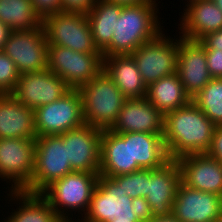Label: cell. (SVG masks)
Here are the masks:
<instances>
[{
    "label": "cell",
    "mask_w": 222,
    "mask_h": 222,
    "mask_svg": "<svg viewBox=\"0 0 222 222\" xmlns=\"http://www.w3.org/2000/svg\"><path fill=\"white\" fill-rule=\"evenodd\" d=\"M103 71L113 80L126 98H145L147 86L144 84L136 61L131 55L104 57Z\"/></svg>",
    "instance_id": "23"
},
{
    "label": "cell",
    "mask_w": 222,
    "mask_h": 222,
    "mask_svg": "<svg viewBox=\"0 0 222 222\" xmlns=\"http://www.w3.org/2000/svg\"><path fill=\"white\" fill-rule=\"evenodd\" d=\"M60 222H79V221H77V220H76V217H75V221L72 220V219H70V220H69V219H68V220H63V219H62Z\"/></svg>",
    "instance_id": "44"
},
{
    "label": "cell",
    "mask_w": 222,
    "mask_h": 222,
    "mask_svg": "<svg viewBox=\"0 0 222 222\" xmlns=\"http://www.w3.org/2000/svg\"><path fill=\"white\" fill-rule=\"evenodd\" d=\"M222 212V197L180 182L171 213L181 222H214Z\"/></svg>",
    "instance_id": "15"
},
{
    "label": "cell",
    "mask_w": 222,
    "mask_h": 222,
    "mask_svg": "<svg viewBox=\"0 0 222 222\" xmlns=\"http://www.w3.org/2000/svg\"><path fill=\"white\" fill-rule=\"evenodd\" d=\"M78 90L82 97L84 123L101 130L110 129L126 99L113 80L102 71Z\"/></svg>",
    "instance_id": "4"
},
{
    "label": "cell",
    "mask_w": 222,
    "mask_h": 222,
    "mask_svg": "<svg viewBox=\"0 0 222 222\" xmlns=\"http://www.w3.org/2000/svg\"><path fill=\"white\" fill-rule=\"evenodd\" d=\"M180 182L181 171L174 159H170L160 168L150 169L145 199L150 205L153 217L171 214Z\"/></svg>",
    "instance_id": "19"
},
{
    "label": "cell",
    "mask_w": 222,
    "mask_h": 222,
    "mask_svg": "<svg viewBox=\"0 0 222 222\" xmlns=\"http://www.w3.org/2000/svg\"><path fill=\"white\" fill-rule=\"evenodd\" d=\"M35 166L26 193L40 194L55 180L74 172L67 160L66 146L60 135L40 136L36 139Z\"/></svg>",
    "instance_id": "6"
},
{
    "label": "cell",
    "mask_w": 222,
    "mask_h": 222,
    "mask_svg": "<svg viewBox=\"0 0 222 222\" xmlns=\"http://www.w3.org/2000/svg\"><path fill=\"white\" fill-rule=\"evenodd\" d=\"M37 137L61 135L84 124L82 97L71 89L63 97L34 110Z\"/></svg>",
    "instance_id": "10"
},
{
    "label": "cell",
    "mask_w": 222,
    "mask_h": 222,
    "mask_svg": "<svg viewBox=\"0 0 222 222\" xmlns=\"http://www.w3.org/2000/svg\"><path fill=\"white\" fill-rule=\"evenodd\" d=\"M36 139L34 109L25 106L11 94L0 97V139Z\"/></svg>",
    "instance_id": "22"
},
{
    "label": "cell",
    "mask_w": 222,
    "mask_h": 222,
    "mask_svg": "<svg viewBox=\"0 0 222 222\" xmlns=\"http://www.w3.org/2000/svg\"><path fill=\"white\" fill-rule=\"evenodd\" d=\"M206 154L222 164V125L215 126L211 146Z\"/></svg>",
    "instance_id": "36"
},
{
    "label": "cell",
    "mask_w": 222,
    "mask_h": 222,
    "mask_svg": "<svg viewBox=\"0 0 222 222\" xmlns=\"http://www.w3.org/2000/svg\"><path fill=\"white\" fill-rule=\"evenodd\" d=\"M0 22L12 31L39 28L42 18L31 0H0Z\"/></svg>",
    "instance_id": "28"
},
{
    "label": "cell",
    "mask_w": 222,
    "mask_h": 222,
    "mask_svg": "<svg viewBox=\"0 0 222 222\" xmlns=\"http://www.w3.org/2000/svg\"><path fill=\"white\" fill-rule=\"evenodd\" d=\"M131 164L141 169H157L168 162L163 134L130 132Z\"/></svg>",
    "instance_id": "25"
},
{
    "label": "cell",
    "mask_w": 222,
    "mask_h": 222,
    "mask_svg": "<svg viewBox=\"0 0 222 222\" xmlns=\"http://www.w3.org/2000/svg\"><path fill=\"white\" fill-rule=\"evenodd\" d=\"M127 196L132 199L147 196V180L150 178V169H141L129 174L112 177Z\"/></svg>",
    "instance_id": "30"
},
{
    "label": "cell",
    "mask_w": 222,
    "mask_h": 222,
    "mask_svg": "<svg viewBox=\"0 0 222 222\" xmlns=\"http://www.w3.org/2000/svg\"><path fill=\"white\" fill-rule=\"evenodd\" d=\"M156 1L122 7L111 43L102 51L103 57L131 55L143 43L153 40L164 31L158 16L160 1Z\"/></svg>",
    "instance_id": "2"
},
{
    "label": "cell",
    "mask_w": 222,
    "mask_h": 222,
    "mask_svg": "<svg viewBox=\"0 0 222 222\" xmlns=\"http://www.w3.org/2000/svg\"><path fill=\"white\" fill-rule=\"evenodd\" d=\"M15 63L1 50L0 51V92L12 94L20 77Z\"/></svg>",
    "instance_id": "31"
},
{
    "label": "cell",
    "mask_w": 222,
    "mask_h": 222,
    "mask_svg": "<svg viewBox=\"0 0 222 222\" xmlns=\"http://www.w3.org/2000/svg\"><path fill=\"white\" fill-rule=\"evenodd\" d=\"M145 98L164 115L191 102L177 72L150 84Z\"/></svg>",
    "instance_id": "26"
},
{
    "label": "cell",
    "mask_w": 222,
    "mask_h": 222,
    "mask_svg": "<svg viewBox=\"0 0 222 222\" xmlns=\"http://www.w3.org/2000/svg\"><path fill=\"white\" fill-rule=\"evenodd\" d=\"M200 42L205 49L222 51V29L205 35Z\"/></svg>",
    "instance_id": "37"
},
{
    "label": "cell",
    "mask_w": 222,
    "mask_h": 222,
    "mask_svg": "<svg viewBox=\"0 0 222 222\" xmlns=\"http://www.w3.org/2000/svg\"><path fill=\"white\" fill-rule=\"evenodd\" d=\"M191 101L215 125H222V78H212Z\"/></svg>",
    "instance_id": "29"
},
{
    "label": "cell",
    "mask_w": 222,
    "mask_h": 222,
    "mask_svg": "<svg viewBox=\"0 0 222 222\" xmlns=\"http://www.w3.org/2000/svg\"><path fill=\"white\" fill-rule=\"evenodd\" d=\"M181 182L193 189L222 197V164L206 153L188 154L176 159Z\"/></svg>",
    "instance_id": "18"
},
{
    "label": "cell",
    "mask_w": 222,
    "mask_h": 222,
    "mask_svg": "<svg viewBox=\"0 0 222 222\" xmlns=\"http://www.w3.org/2000/svg\"><path fill=\"white\" fill-rule=\"evenodd\" d=\"M177 73L186 93L192 98L212 79L204 45L179 35Z\"/></svg>",
    "instance_id": "16"
},
{
    "label": "cell",
    "mask_w": 222,
    "mask_h": 222,
    "mask_svg": "<svg viewBox=\"0 0 222 222\" xmlns=\"http://www.w3.org/2000/svg\"><path fill=\"white\" fill-rule=\"evenodd\" d=\"M110 222H140L139 220H124V219H113L112 221Z\"/></svg>",
    "instance_id": "41"
},
{
    "label": "cell",
    "mask_w": 222,
    "mask_h": 222,
    "mask_svg": "<svg viewBox=\"0 0 222 222\" xmlns=\"http://www.w3.org/2000/svg\"><path fill=\"white\" fill-rule=\"evenodd\" d=\"M148 222H181V221L171 213L168 216L153 217Z\"/></svg>",
    "instance_id": "40"
},
{
    "label": "cell",
    "mask_w": 222,
    "mask_h": 222,
    "mask_svg": "<svg viewBox=\"0 0 222 222\" xmlns=\"http://www.w3.org/2000/svg\"><path fill=\"white\" fill-rule=\"evenodd\" d=\"M141 170L131 164L130 132L115 133L110 129L102 131L99 175L114 177Z\"/></svg>",
    "instance_id": "21"
},
{
    "label": "cell",
    "mask_w": 222,
    "mask_h": 222,
    "mask_svg": "<svg viewBox=\"0 0 222 222\" xmlns=\"http://www.w3.org/2000/svg\"><path fill=\"white\" fill-rule=\"evenodd\" d=\"M161 32L156 38L143 43L131 56L136 61L144 84L158 81L177 72L179 37L166 36Z\"/></svg>",
    "instance_id": "7"
},
{
    "label": "cell",
    "mask_w": 222,
    "mask_h": 222,
    "mask_svg": "<svg viewBox=\"0 0 222 222\" xmlns=\"http://www.w3.org/2000/svg\"><path fill=\"white\" fill-rule=\"evenodd\" d=\"M2 51L20 74L47 69L48 42L42 25L32 30L11 31Z\"/></svg>",
    "instance_id": "12"
},
{
    "label": "cell",
    "mask_w": 222,
    "mask_h": 222,
    "mask_svg": "<svg viewBox=\"0 0 222 222\" xmlns=\"http://www.w3.org/2000/svg\"><path fill=\"white\" fill-rule=\"evenodd\" d=\"M6 195L8 199L5 200H9L8 204L14 201L12 204L16 203L18 207L16 210L14 208L12 210L14 212L9 213L10 215L2 222H60L62 220L40 194L9 191Z\"/></svg>",
    "instance_id": "24"
},
{
    "label": "cell",
    "mask_w": 222,
    "mask_h": 222,
    "mask_svg": "<svg viewBox=\"0 0 222 222\" xmlns=\"http://www.w3.org/2000/svg\"><path fill=\"white\" fill-rule=\"evenodd\" d=\"M103 68L102 54H87L61 46H48L47 69L72 89H78L90 82Z\"/></svg>",
    "instance_id": "8"
},
{
    "label": "cell",
    "mask_w": 222,
    "mask_h": 222,
    "mask_svg": "<svg viewBox=\"0 0 222 222\" xmlns=\"http://www.w3.org/2000/svg\"><path fill=\"white\" fill-rule=\"evenodd\" d=\"M38 15L43 18L46 15L62 11L61 0H31Z\"/></svg>",
    "instance_id": "33"
},
{
    "label": "cell",
    "mask_w": 222,
    "mask_h": 222,
    "mask_svg": "<svg viewBox=\"0 0 222 222\" xmlns=\"http://www.w3.org/2000/svg\"><path fill=\"white\" fill-rule=\"evenodd\" d=\"M207 66L212 78H222V51L205 49Z\"/></svg>",
    "instance_id": "32"
},
{
    "label": "cell",
    "mask_w": 222,
    "mask_h": 222,
    "mask_svg": "<svg viewBox=\"0 0 222 222\" xmlns=\"http://www.w3.org/2000/svg\"><path fill=\"white\" fill-rule=\"evenodd\" d=\"M11 29L0 22V51L3 49L5 42L8 40V37L11 33Z\"/></svg>",
    "instance_id": "38"
},
{
    "label": "cell",
    "mask_w": 222,
    "mask_h": 222,
    "mask_svg": "<svg viewBox=\"0 0 222 222\" xmlns=\"http://www.w3.org/2000/svg\"><path fill=\"white\" fill-rule=\"evenodd\" d=\"M72 88L48 69L21 74L13 95L25 106L36 109L63 97Z\"/></svg>",
    "instance_id": "14"
},
{
    "label": "cell",
    "mask_w": 222,
    "mask_h": 222,
    "mask_svg": "<svg viewBox=\"0 0 222 222\" xmlns=\"http://www.w3.org/2000/svg\"><path fill=\"white\" fill-rule=\"evenodd\" d=\"M215 126L192 101L166 113L163 139L169 159L206 153L211 146Z\"/></svg>",
    "instance_id": "1"
},
{
    "label": "cell",
    "mask_w": 222,
    "mask_h": 222,
    "mask_svg": "<svg viewBox=\"0 0 222 222\" xmlns=\"http://www.w3.org/2000/svg\"><path fill=\"white\" fill-rule=\"evenodd\" d=\"M41 25L48 46H61L87 54H102L94 44L90 23L84 13H53L44 16Z\"/></svg>",
    "instance_id": "5"
},
{
    "label": "cell",
    "mask_w": 222,
    "mask_h": 222,
    "mask_svg": "<svg viewBox=\"0 0 222 222\" xmlns=\"http://www.w3.org/2000/svg\"><path fill=\"white\" fill-rule=\"evenodd\" d=\"M98 177V173L74 171L52 182L40 195L61 219L75 220L72 214L75 211L74 214L77 212L81 215H76V220L79 221L89 209Z\"/></svg>",
    "instance_id": "3"
},
{
    "label": "cell",
    "mask_w": 222,
    "mask_h": 222,
    "mask_svg": "<svg viewBox=\"0 0 222 222\" xmlns=\"http://www.w3.org/2000/svg\"><path fill=\"white\" fill-rule=\"evenodd\" d=\"M213 2L217 7H219L222 10V0H213Z\"/></svg>",
    "instance_id": "42"
},
{
    "label": "cell",
    "mask_w": 222,
    "mask_h": 222,
    "mask_svg": "<svg viewBox=\"0 0 222 222\" xmlns=\"http://www.w3.org/2000/svg\"><path fill=\"white\" fill-rule=\"evenodd\" d=\"M214 222H222V212H221V214L215 219Z\"/></svg>",
    "instance_id": "43"
},
{
    "label": "cell",
    "mask_w": 222,
    "mask_h": 222,
    "mask_svg": "<svg viewBox=\"0 0 222 222\" xmlns=\"http://www.w3.org/2000/svg\"><path fill=\"white\" fill-rule=\"evenodd\" d=\"M36 140L0 139V180L8 191H23L32 181L35 166ZM12 181V182H11ZM11 183V184H10Z\"/></svg>",
    "instance_id": "9"
},
{
    "label": "cell",
    "mask_w": 222,
    "mask_h": 222,
    "mask_svg": "<svg viewBox=\"0 0 222 222\" xmlns=\"http://www.w3.org/2000/svg\"><path fill=\"white\" fill-rule=\"evenodd\" d=\"M107 1L116 3L117 5L121 6H132V5H139L142 3H146L151 0H107Z\"/></svg>",
    "instance_id": "39"
},
{
    "label": "cell",
    "mask_w": 222,
    "mask_h": 222,
    "mask_svg": "<svg viewBox=\"0 0 222 222\" xmlns=\"http://www.w3.org/2000/svg\"><path fill=\"white\" fill-rule=\"evenodd\" d=\"M178 24L179 35L200 41L205 35L222 29V10L213 0H188Z\"/></svg>",
    "instance_id": "20"
},
{
    "label": "cell",
    "mask_w": 222,
    "mask_h": 222,
    "mask_svg": "<svg viewBox=\"0 0 222 222\" xmlns=\"http://www.w3.org/2000/svg\"><path fill=\"white\" fill-rule=\"evenodd\" d=\"M131 203V209L140 222H148L153 218L150 205L144 197L134 198Z\"/></svg>",
    "instance_id": "35"
},
{
    "label": "cell",
    "mask_w": 222,
    "mask_h": 222,
    "mask_svg": "<svg viewBox=\"0 0 222 222\" xmlns=\"http://www.w3.org/2000/svg\"><path fill=\"white\" fill-rule=\"evenodd\" d=\"M102 131L84 123L60 135L73 171L99 174Z\"/></svg>",
    "instance_id": "13"
},
{
    "label": "cell",
    "mask_w": 222,
    "mask_h": 222,
    "mask_svg": "<svg viewBox=\"0 0 222 222\" xmlns=\"http://www.w3.org/2000/svg\"><path fill=\"white\" fill-rule=\"evenodd\" d=\"M165 115L146 98H126L118 117L110 128L115 133H164Z\"/></svg>",
    "instance_id": "17"
},
{
    "label": "cell",
    "mask_w": 222,
    "mask_h": 222,
    "mask_svg": "<svg viewBox=\"0 0 222 222\" xmlns=\"http://www.w3.org/2000/svg\"><path fill=\"white\" fill-rule=\"evenodd\" d=\"M122 7L107 0H97L92 9L86 14L92 30L94 44L101 52L111 43L116 21L119 19Z\"/></svg>",
    "instance_id": "27"
},
{
    "label": "cell",
    "mask_w": 222,
    "mask_h": 222,
    "mask_svg": "<svg viewBox=\"0 0 222 222\" xmlns=\"http://www.w3.org/2000/svg\"><path fill=\"white\" fill-rule=\"evenodd\" d=\"M131 202L132 198L112 177L99 175L89 209L79 222H110L115 218L138 220Z\"/></svg>",
    "instance_id": "11"
},
{
    "label": "cell",
    "mask_w": 222,
    "mask_h": 222,
    "mask_svg": "<svg viewBox=\"0 0 222 222\" xmlns=\"http://www.w3.org/2000/svg\"><path fill=\"white\" fill-rule=\"evenodd\" d=\"M97 0H61L62 11L87 14Z\"/></svg>",
    "instance_id": "34"
}]
</instances>
